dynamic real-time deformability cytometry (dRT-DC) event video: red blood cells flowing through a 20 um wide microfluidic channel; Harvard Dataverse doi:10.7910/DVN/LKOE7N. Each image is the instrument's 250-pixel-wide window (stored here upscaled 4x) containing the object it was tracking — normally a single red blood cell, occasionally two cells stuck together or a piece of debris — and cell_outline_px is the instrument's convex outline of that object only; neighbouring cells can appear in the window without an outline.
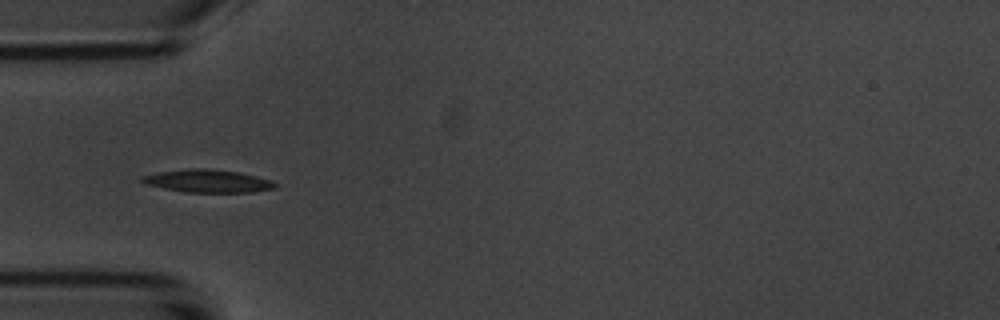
{"species": "common noctule bat (a hibernating species)", "species_latin": "Nyctalus noctula", "temperature_condition": "room temperature", "stored_images_in_passage": 4, "camera_frame_rate_fps": 3000, "um_per_image_px": 0.085, "animal": {"sex": "male", "body_mass_g": 20.1, "forearm_length_mm": 53.5}, "frame": {"image": 1, "passage_image": 4, "time_ms": 4.0, "image_size_px": [1000, 320], "cell_outline_px": [[276, 188], [252, 192], [184, 192], [164, 188], [148, 184], [140, 180], [140, 176], [156, 172], [192, 168], [208, 168], [236, 172], [256, 176], [272, 180], [276, 184]], "centroid_in_image_um": [17.65, 15.38], "position_along_channel_um": 67.4, "area_um2": 17.63}}